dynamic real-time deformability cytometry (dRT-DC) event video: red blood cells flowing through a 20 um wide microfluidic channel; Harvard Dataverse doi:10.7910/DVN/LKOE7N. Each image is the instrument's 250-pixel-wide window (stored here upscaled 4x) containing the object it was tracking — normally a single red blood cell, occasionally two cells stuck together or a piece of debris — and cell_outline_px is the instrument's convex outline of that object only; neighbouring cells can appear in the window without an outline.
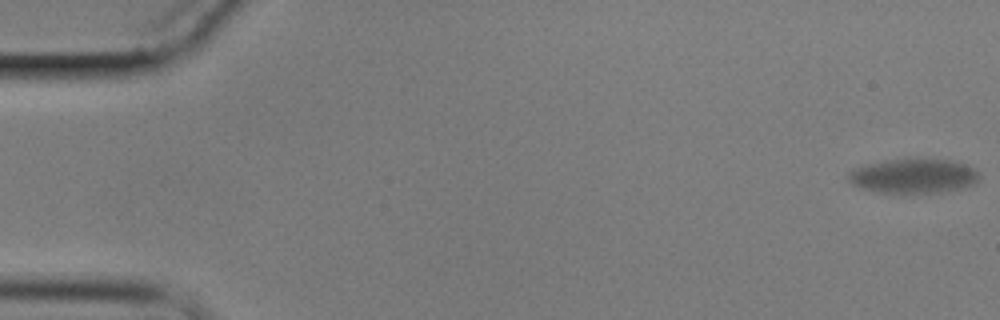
{"species": "common noctule bat (a hibernating species)", "species_latin": "Nyctalus noctula", "temperature_condition": "cold", "stored_images_in_passage": 27, "camera_frame_rate_fps": 3000, "um_per_image_px": 0.085, "animal": {"sex": "male", "body_mass_g": 17.9}, "frame": {"image": 1, "passage_image": 1, "time_ms": 0.0, "image_size_px": [1000, 320], "cell_outline_px": [[980, 176], [976, 184], [960, 188], [940, 192], [904, 196], [880, 192], [860, 188], [852, 184], [848, 180], [848, 172], [852, 168], [868, 164], [888, 160], [952, 160], [976, 168]], "centroid_in_image_um": [77.64, 15.01], "position_along_channel_um": 7.4, "area_um2": 26.82}}
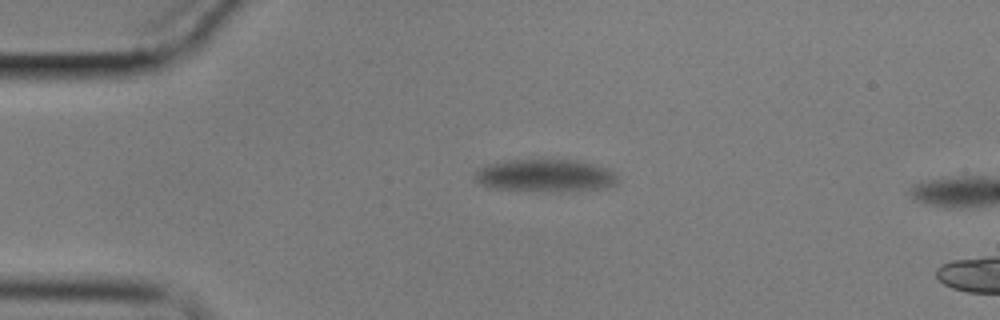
{"frame": {"image": 2, "passage_image": 22, "time_ms": 7.0, "image_size_px": [1000, 320], "cell_outline_px": [[616, 184], [608, 188], [488, 188], [480, 184], [472, 176], [476, 168], [488, 164], [504, 160], [576, 160], [612, 168], [616, 176]], "centroid_in_image_um": [46.3, 14.85], "position_along_channel_um": 38.7, "area_um2": 25.95}}